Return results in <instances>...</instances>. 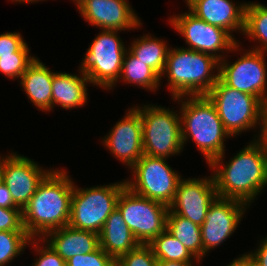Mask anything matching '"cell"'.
I'll return each instance as SVG.
<instances>
[{"label": "cell", "mask_w": 267, "mask_h": 266, "mask_svg": "<svg viewBox=\"0 0 267 266\" xmlns=\"http://www.w3.org/2000/svg\"><path fill=\"white\" fill-rule=\"evenodd\" d=\"M254 140L227 165H222L224 153L208 164L214 169L212 176L219 197L235 199L250 206L267 186V150L256 138Z\"/></svg>", "instance_id": "obj_1"}, {"label": "cell", "mask_w": 267, "mask_h": 266, "mask_svg": "<svg viewBox=\"0 0 267 266\" xmlns=\"http://www.w3.org/2000/svg\"><path fill=\"white\" fill-rule=\"evenodd\" d=\"M74 183L67 171L53 169L22 209L23 226L30 238L69 224Z\"/></svg>", "instance_id": "obj_2"}, {"label": "cell", "mask_w": 267, "mask_h": 266, "mask_svg": "<svg viewBox=\"0 0 267 266\" xmlns=\"http://www.w3.org/2000/svg\"><path fill=\"white\" fill-rule=\"evenodd\" d=\"M185 97L173 99L179 102L182 100L179 111L183 146L191 137L209 164L225 153L224 139L230 137V134L225 130L215 105L207 95ZM183 98L186 100L183 101Z\"/></svg>", "instance_id": "obj_3"}, {"label": "cell", "mask_w": 267, "mask_h": 266, "mask_svg": "<svg viewBox=\"0 0 267 266\" xmlns=\"http://www.w3.org/2000/svg\"><path fill=\"white\" fill-rule=\"evenodd\" d=\"M165 74L172 99L207 95L219 79V60L199 51L171 48L167 55Z\"/></svg>", "instance_id": "obj_4"}, {"label": "cell", "mask_w": 267, "mask_h": 266, "mask_svg": "<svg viewBox=\"0 0 267 266\" xmlns=\"http://www.w3.org/2000/svg\"><path fill=\"white\" fill-rule=\"evenodd\" d=\"M151 105L134 106L140 112L144 155L168 158L181 153L184 146L180 112Z\"/></svg>", "instance_id": "obj_5"}, {"label": "cell", "mask_w": 267, "mask_h": 266, "mask_svg": "<svg viewBox=\"0 0 267 266\" xmlns=\"http://www.w3.org/2000/svg\"><path fill=\"white\" fill-rule=\"evenodd\" d=\"M125 187V180L85 189L74 185L68 225L99 234L106 219L117 208L118 197Z\"/></svg>", "instance_id": "obj_6"}, {"label": "cell", "mask_w": 267, "mask_h": 266, "mask_svg": "<svg viewBox=\"0 0 267 266\" xmlns=\"http://www.w3.org/2000/svg\"><path fill=\"white\" fill-rule=\"evenodd\" d=\"M117 33L118 30H102L90 44L79 67L90 84L111 90L120 79L127 49Z\"/></svg>", "instance_id": "obj_7"}, {"label": "cell", "mask_w": 267, "mask_h": 266, "mask_svg": "<svg viewBox=\"0 0 267 266\" xmlns=\"http://www.w3.org/2000/svg\"><path fill=\"white\" fill-rule=\"evenodd\" d=\"M207 96L231 137L260 126L263 102L258 97L231 88L220 78Z\"/></svg>", "instance_id": "obj_8"}, {"label": "cell", "mask_w": 267, "mask_h": 266, "mask_svg": "<svg viewBox=\"0 0 267 266\" xmlns=\"http://www.w3.org/2000/svg\"><path fill=\"white\" fill-rule=\"evenodd\" d=\"M166 160L167 158L143 155L130 168L134 177L132 180H125L126 186L139 196L169 207L174 201L181 175L175 172Z\"/></svg>", "instance_id": "obj_9"}, {"label": "cell", "mask_w": 267, "mask_h": 266, "mask_svg": "<svg viewBox=\"0 0 267 266\" xmlns=\"http://www.w3.org/2000/svg\"><path fill=\"white\" fill-rule=\"evenodd\" d=\"M117 208L140 244H149L166 230L169 207L139 196L127 186L118 197Z\"/></svg>", "instance_id": "obj_10"}, {"label": "cell", "mask_w": 267, "mask_h": 266, "mask_svg": "<svg viewBox=\"0 0 267 266\" xmlns=\"http://www.w3.org/2000/svg\"><path fill=\"white\" fill-rule=\"evenodd\" d=\"M169 21L190 46L186 49L210 54L219 61L223 59L222 57L225 58L224 54L223 56L218 54L220 51L239 50L238 41L226 30L208 24L204 20L197 18L190 11L176 16L173 15Z\"/></svg>", "instance_id": "obj_11"}, {"label": "cell", "mask_w": 267, "mask_h": 266, "mask_svg": "<svg viewBox=\"0 0 267 266\" xmlns=\"http://www.w3.org/2000/svg\"><path fill=\"white\" fill-rule=\"evenodd\" d=\"M244 54V55H243ZM233 64L226 59L219 61V78L229 87L267 100V65L265 53L247 50Z\"/></svg>", "instance_id": "obj_12"}, {"label": "cell", "mask_w": 267, "mask_h": 266, "mask_svg": "<svg viewBox=\"0 0 267 266\" xmlns=\"http://www.w3.org/2000/svg\"><path fill=\"white\" fill-rule=\"evenodd\" d=\"M4 157L0 156L1 180L11 193L14 203L23 209L51 170H45L33 160L17 153L11 152Z\"/></svg>", "instance_id": "obj_13"}, {"label": "cell", "mask_w": 267, "mask_h": 266, "mask_svg": "<svg viewBox=\"0 0 267 266\" xmlns=\"http://www.w3.org/2000/svg\"><path fill=\"white\" fill-rule=\"evenodd\" d=\"M247 204L235 199L217 196L209 205L206 219L201 227L203 256L221 243L237 229L247 209ZM239 223V224H238Z\"/></svg>", "instance_id": "obj_14"}, {"label": "cell", "mask_w": 267, "mask_h": 266, "mask_svg": "<svg viewBox=\"0 0 267 266\" xmlns=\"http://www.w3.org/2000/svg\"><path fill=\"white\" fill-rule=\"evenodd\" d=\"M208 177L186 180L182 178L169 209L201 226L206 219L209 205L218 196L213 176Z\"/></svg>", "instance_id": "obj_15"}, {"label": "cell", "mask_w": 267, "mask_h": 266, "mask_svg": "<svg viewBox=\"0 0 267 266\" xmlns=\"http://www.w3.org/2000/svg\"><path fill=\"white\" fill-rule=\"evenodd\" d=\"M107 149L119 159L132 167L143 155V132L140 112L133 106L103 138Z\"/></svg>", "instance_id": "obj_16"}, {"label": "cell", "mask_w": 267, "mask_h": 266, "mask_svg": "<svg viewBox=\"0 0 267 266\" xmlns=\"http://www.w3.org/2000/svg\"><path fill=\"white\" fill-rule=\"evenodd\" d=\"M77 8L86 22L102 30L126 31L142 25L127 0H84Z\"/></svg>", "instance_id": "obj_17"}, {"label": "cell", "mask_w": 267, "mask_h": 266, "mask_svg": "<svg viewBox=\"0 0 267 266\" xmlns=\"http://www.w3.org/2000/svg\"><path fill=\"white\" fill-rule=\"evenodd\" d=\"M191 13L204 20L226 30L232 37V31H244L245 6L232 2V0H185Z\"/></svg>", "instance_id": "obj_18"}, {"label": "cell", "mask_w": 267, "mask_h": 266, "mask_svg": "<svg viewBox=\"0 0 267 266\" xmlns=\"http://www.w3.org/2000/svg\"><path fill=\"white\" fill-rule=\"evenodd\" d=\"M41 241L46 242L66 262L76 255L95 251L99 247V234L67 225L48 232Z\"/></svg>", "instance_id": "obj_19"}, {"label": "cell", "mask_w": 267, "mask_h": 266, "mask_svg": "<svg viewBox=\"0 0 267 266\" xmlns=\"http://www.w3.org/2000/svg\"><path fill=\"white\" fill-rule=\"evenodd\" d=\"M140 245L124 221L122 213L116 208L106 219L99 233V246L117 261L123 254Z\"/></svg>", "instance_id": "obj_20"}, {"label": "cell", "mask_w": 267, "mask_h": 266, "mask_svg": "<svg viewBox=\"0 0 267 266\" xmlns=\"http://www.w3.org/2000/svg\"><path fill=\"white\" fill-rule=\"evenodd\" d=\"M38 58L27 67L20 83L30 101L40 110H52L53 74Z\"/></svg>", "instance_id": "obj_21"}, {"label": "cell", "mask_w": 267, "mask_h": 266, "mask_svg": "<svg viewBox=\"0 0 267 266\" xmlns=\"http://www.w3.org/2000/svg\"><path fill=\"white\" fill-rule=\"evenodd\" d=\"M80 76L57 72L53 74L52 81V109L55 104L63 109L82 107L87 102V84L89 79L84 73Z\"/></svg>", "instance_id": "obj_22"}, {"label": "cell", "mask_w": 267, "mask_h": 266, "mask_svg": "<svg viewBox=\"0 0 267 266\" xmlns=\"http://www.w3.org/2000/svg\"><path fill=\"white\" fill-rule=\"evenodd\" d=\"M133 40L128 50L140 61L152 68L160 77L163 76L169 49L162 39L143 35Z\"/></svg>", "instance_id": "obj_23"}, {"label": "cell", "mask_w": 267, "mask_h": 266, "mask_svg": "<svg viewBox=\"0 0 267 266\" xmlns=\"http://www.w3.org/2000/svg\"><path fill=\"white\" fill-rule=\"evenodd\" d=\"M166 230L177 238L197 260L203 257L202 235L199 225L169 209Z\"/></svg>", "instance_id": "obj_24"}, {"label": "cell", "mask_w": 267, "mask_h": 266, "mask_svg": "<svg viewBox=\"0 0 267 266\" xmlns=\"http://www.w3.org/2000/svg\"><path fill=\"white\" fill-rule=\"evenodd\" d=\"M120 78L126 83L136 84L147 90L156 91L160 85L161 77L148 65L138 60L130 51L123 57Z\"/></svg>", "instance_id": "obj_25"}, {"label": "cell", "mask_w": 267, "mask_h": 266, "mask_svg": "<svg viewBox=\"0 0 267 266\" xmlns=\"http://www.w3.org/2000/svg\"><path fill=\"white\" fill-rule=\"evenodd\" d=\"M247 37L261 42L253 50L267 52V6L260 3H246L244 31Z\"/></svg>", "instance_id": "obj_26"}, {"label": "cell", "mask_w": 267, "mask_h": 266, "mask_svg": "<svg viewBox=\"0 0 267 266\" xmlns=\"http://www.w3.org/2000/svg\"><path fill=\"white\" fill-rule=\"evenodd\" d=\"M153 251L157 260L166 261H182V262H194L197 263L201 260H197L185 246L175 237H173L167 230L160 233L148 244Z\"/></svg>", "instance_id": "obj_27"}, {"label": "cell", "mask_w": 267, "mask_h": 266, "mask_svg": "<svg viewBox=\"0 0 267 266\" xmlns=\"http://www.w3.org/2000/svg\"><path fill=\"white\" fill-rule=\"evenodd\" d=\"M26 231H0V266H5L30 245Z\"/></svg>", "instance_id": "obj_28"}, {"label": "cell", "mask_w": 267, "mask_h": 266, "mask_svg": "<svg viewBox=\"0 0 267 266\" xmlns=\"http://www.w3.org/2000/svg\"><path fill=\"white\" fill-rule=\"evenodd\" d=\"M30 52H15L13 55L0 56V72L7 78L19 79L36 57Z\"/></svg>", "instance_id": "obj_29"}, {"label": "cell", "mask_w": 267, "mask_h": 266, "mask_svg": "<svg viewBox=\"0 0 267 266\" xmlns=\"http://www.w3.org/2000/svg\"><path fill=\"white\" fill-rule=\"evenodd\" d=\"M117 266H157V258L148 244H140L137 248L123 254Z\"/></svg>", "instance_id": "obj_30"}, {"label": "cell", "mask_w": 267, "mask_h": 266, "mask_svg": "<svg viewBox=\"0 0 267 266\" xmlns=\"http://www.w3.org/2000/svg\"><path fill=\"white\" fill-rule=\"evenodd\" d=\"M116 261L100 246L88 254L76 255L66 261V266H115Z\"/></svg>", "instance_id": "obj_31"}, {"label": "cell", "mask_w": 267, "mask_h": 266, "mask_svg": "<svg viewBox=\"0 0 267 266\" xmlns=\"http://www.w3.org/2000/svg\"><path fill=\"white\" fill-rule=\"evenodd\" d=\"M21 33L7 32L0 34V56L13 55L15 52H30Z\"/></svg>", "instance_id": "obj_32"}, {"label": "cell", "mask_w": 267, "mask_h": 266, "mask_svg": "<svg viewBox=\"0 0 267 266\" xmlns=\"http://www.w3.org/2000/svg\"><path fill=\"white\" fill-rule=\"evenodd\" d=\"M30 241L31 244L34 243L32 247L40 255L32 266H66V262L48 244L45 247L39 246L38 241H41V238H31Z\"/></svg>", "instance_id": "obj_33"}, {"label": "cell", "mask_w": 267, "mask_h": 266, "mask_svg": "<svg viewBox=\"0 0 267 266\" xmlns=\"http://www.w3.org/2000/svg\"><path fill=\"white\" fill-rule=\"evenodd\" d=\"M0 231H26L21 208L0 207Z\"/></svg>", "instance_id": "obj_34"}, {"label": "cell", "mask_w": 267, "mask_h": 266, "mask_svg": "<svg viewBox=\"0 0 267 266\" xmlns=\"http://www.w3.org/2000/svg\"><path fill=\"white\" fill-rule=\"evenodd\" d=\"M258 266H267V237L254 252L247 254Z\"/></svg>", "instance_id": "obj_35"}, {"label": "cell", "mask_w": 267, "mask_h": 266, "mask_svg": "<svg viewBox=\"0 0 267 266\" xmlns=\"http://www.w3.org/2000/svg\"><path fill=\"white\" fill-rule=\"evenodd\" d=\"M260 131L257 137L258 141L263 145V147L267 150V100L263 102L262 105V113H261V122H260Z\"/></svg>", "instance_id": "obj_36"}, {"label": "cell", "mask_w": 267, "mask_h": 266, "mask_svg": "<svg viewBox=\"0 0 267 266\" xmlns=\"http://www.w3.org/2000/svg\"><path fill=\"white\" fill-rule=\"evenodd\" d=\"M0 207L4 208H19L13 201L11 193L7 186L0 182Z\"/></svg>", "instance_id": "obj_37"}, {"label": "cell", "mask_w": 267, "mask_h": 266, "mask_svg": "<svg viewBox=\"0 0 267 266\" xmlns=\"http://www.w3.org/2000/svg\"><path fill=\"white\" fill-rule=\"evenodd\" d=\"M227 266H253V260L246 254L237 257Z\"/></svg>", "instance_id": "obj_38"}, {"label": "cell", "mask_w": 267, "mask_h": 266, "mask_svg": "<svg viewBox=\"0 0 267 266\" xmlns=\"http://www.w3.org/2000/svg\"><path fill=\"white\" fill-rule=\"evenodd\" d=\"M193 262L157 260V266H192Z\"/></svg>", "instance_id": "obj_39"}, {"label": "cell", "mask_w": 267, "mask_h": 266, "mask_svg": "<svg viewBox=\"0 0 267 266\" xmlns=\"http://www.w3.org/2000/svg\"><path fill=\"white\" fill-rule=\"evenodd\" d=\"M11 1H15V2H25V3H32V2H37V1H40V0H11ZM43 1V0H41Z\"/></svg>", "instance_id": "obj_40"}, {"label": "cell", "mask_w": 267, "mask_h": 266, "mask_svg": "<svg viewBox=\"0 0 267 266\" xmlns=\"http://www.w3.org/2000/svg\"><path fill=\"white\" fill-rule=\"evenodd\" d=\"M2 180H1V165H0V182H1Z\"/></svg>", "instance_id": "obj_41"}]
</instances>
